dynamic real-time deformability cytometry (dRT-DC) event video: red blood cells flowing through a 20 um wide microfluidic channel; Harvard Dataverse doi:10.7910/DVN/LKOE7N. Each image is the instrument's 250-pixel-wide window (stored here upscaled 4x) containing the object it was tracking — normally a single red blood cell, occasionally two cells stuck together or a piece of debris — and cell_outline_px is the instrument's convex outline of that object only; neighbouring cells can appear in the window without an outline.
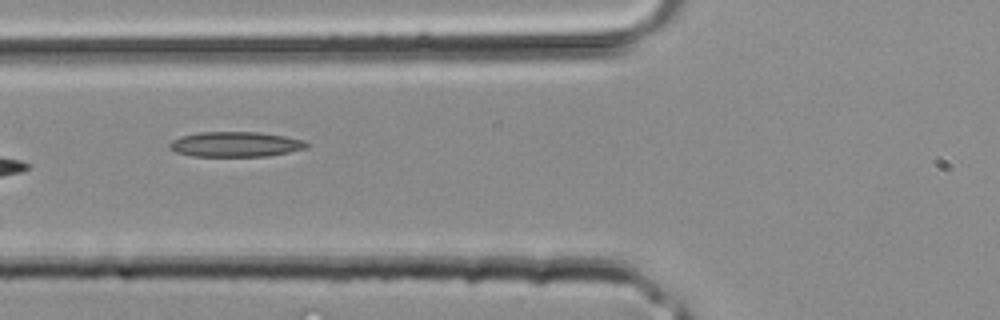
{"species": "common noctule bat (a hibernating species)", "species_latin": "Nyctalus noctula", "temperature_condition": "room temperature", "stored_images_in_passage": 3, "camera_frame_rate_fps": 3000, "um_per_image_px": 0.085, "animal": {"sex": "male", "body_mass_g": 20.4}, "frame": {"image": 1, "passage_image": 3, "time_ms": 0.667, "image_size_px": [1000, 320], "cell_outline_px": [[312, 144], [308, 148], [268, 156], [192, 156], [176, 152], [168, 148], [168, 144], [172, 140], [180, 136], [200, 132], [260, 132], [284, 136], [304, 140]], "centroid_in_image_um": [20.03, 12.26], "position_along_channel_um": 105.8, "area_um2": 20.23}}